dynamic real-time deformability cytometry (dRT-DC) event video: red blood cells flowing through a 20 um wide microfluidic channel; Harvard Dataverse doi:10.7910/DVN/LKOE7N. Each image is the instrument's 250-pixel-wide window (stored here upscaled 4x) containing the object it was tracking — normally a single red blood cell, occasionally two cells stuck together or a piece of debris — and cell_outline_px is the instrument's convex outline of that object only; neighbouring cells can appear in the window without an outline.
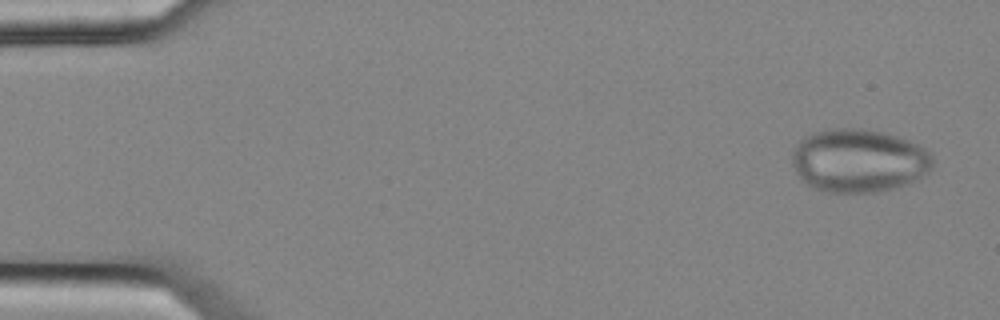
{"species": "common noctule bat (a hibernating species)", "species_latin": "Nyctalus noctula", "temperature_condition": "cold", "stored_images_in_passage": 6, "segment_of_instrument_passage": [1, 2], "camera_frame_rate_fps": 3000, "um_per_image_px": 0.085, "animal": {"sex": "female", "body_mass_g": 25.1}, "frame": {"image": 1, "passage_image": 1, "time_ms": 0.0, "image_size_px": [1000, 320], "cell_outline_px": [[936, 160], [932, 168], [924, 176], [908, 184], [896, 188], [876, 192], [824, 192], [812, 188], [800, 180], [792, 164], [792, 152], [800, 140], [804, 136], [812, 132], [828, 128], [864, 128], [884, 132], [908, 140], [932, 152]], "centroid_in_image_um": [73.01, 13.65], "position_along_channel_um": 12.0, "area_um2": 52.89}}